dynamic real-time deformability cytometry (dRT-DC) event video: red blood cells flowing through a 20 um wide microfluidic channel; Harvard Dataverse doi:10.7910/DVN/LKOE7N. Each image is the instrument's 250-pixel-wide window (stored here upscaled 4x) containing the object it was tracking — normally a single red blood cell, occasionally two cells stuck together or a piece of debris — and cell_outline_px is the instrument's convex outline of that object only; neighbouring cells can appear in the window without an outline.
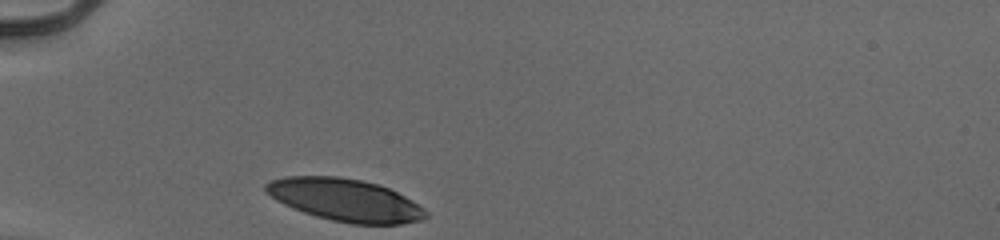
{"species": "human", "species_latin": "Homo sapiens", "temperature_condition": "cold", "stored_images_in_passage": 29, "camera_frame_rate_fps": 3000, "um_per_image_px": 0.085, "donor": {"sex": "male"}, "frame": {"image": 1, "passage_image": 1, "time_ms": 0.0, "image_size_px": [1000, 240], "cell_outline_px": [[428, 216], [420, 220], [400, 224], [352, 224], [332, 220], [316, 216], [292, 208], [276, 200], [264, 192], [264, 184], [272, 180], [284, 176], [336, 176], [360, 180], [376, 184], [388, 188], [412, 200], [424, 208], [428, 212]], "centroid_in_image_um": [29.31, 17.0], "position_along_channel_um": 55.7, "area_um2": 39.48}}
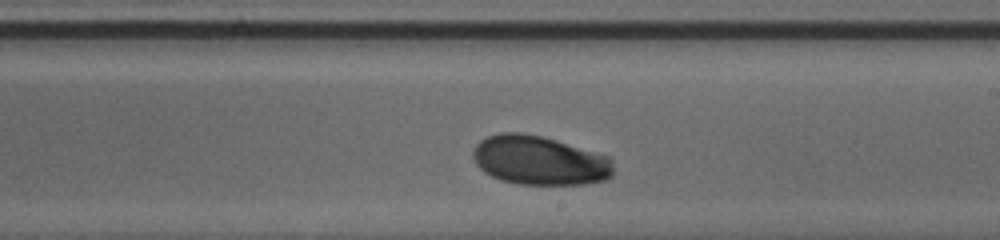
{"frame": {"image": 2, "passage_image": 17, "time_ms": 5.333, "image_size_px": [1000, 240], "cell_outline_px": [[612, 176], [604, 180], [584, 184], [516, 184], [500, 180], [484, 172], [476, 164], [472, 156], [472, 152], [476, 144], [480, 140], [488, 136], [500, 132], [524, 132], [544, 136], [608, 156], [612, 160]], "centroid_in_image_um": [45.82, 13.62], "position_along_channel_um": 243.2, "area_um2": 40.4}}
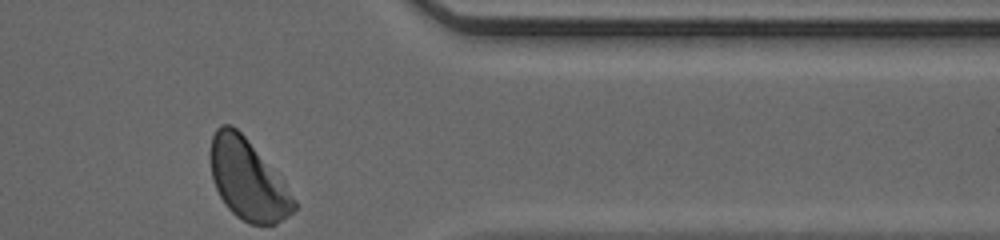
{"frame": {"image": 3, "passage_image": 29, "time_ms": 9.333, "image_size_px": [1000, 240], "cell_outline_px": [[296, 208], [288, 216], [276, 224], [248, 224], [236, 216], [228, 208], [220, 196], [212, 180], [208, 156], [208, 152], [212, 136], [216, 128], [220, 124], [232, 124], [244, 136], [296, 200]], "centroid_in_image_um": [20.98, 15.26], "position_along_channel_um": 390.4, "area_um2": 38.61}, "authors_computed_cell_mechanics": {"area_um2": 40.4022, "velocity_mm_per_s": 3.8971, "shape_relaxation_time_tau1_ms": 2.4909, "shape_relaxation_time_tau2_ms": null, "deformation_change_tau1": 0.1133, "deformation_change_tau2": null}}